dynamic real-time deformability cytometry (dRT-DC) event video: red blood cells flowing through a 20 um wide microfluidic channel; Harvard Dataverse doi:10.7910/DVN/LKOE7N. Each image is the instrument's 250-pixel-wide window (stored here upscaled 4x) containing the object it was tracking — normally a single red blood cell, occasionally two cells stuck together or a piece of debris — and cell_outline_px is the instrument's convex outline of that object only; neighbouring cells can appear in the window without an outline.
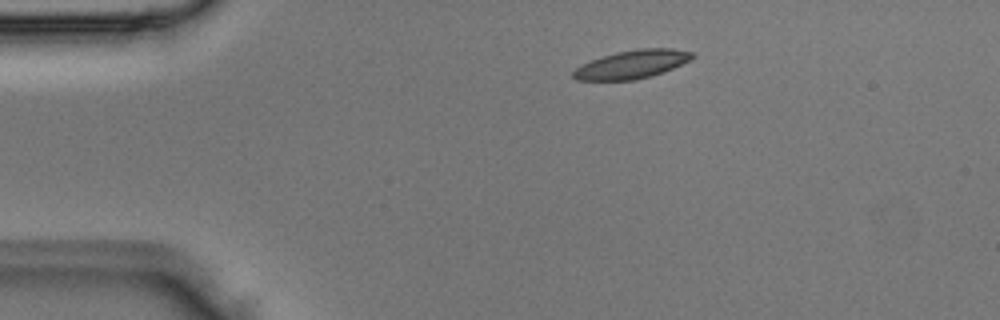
{"species": "Egyptian fruit bat (a non-hibernating species)", "species_latin": "Rousettus aegyptiacus", "temperature_condition": "room temperature", "stored_images_in_passage": 2, "camera_frame_rate_fps": 3000, "um_per_image_px": 0.085, "animal": {"sex": "male"}, "frame": {"image": 1, "passage_image": 1, "time_ms": 0.0, "image_size_px": [1000, 320], "cell_outline_px": [[696, 56], [692, 60], [672, 68], [648, 76], [632, 80], [576, 80], [572, 76], [572, 72], [580, 64], [616, 52], [640, 48], [672, 48], [692, 52]], "centroid_in_image_um": [53.72, 5.46], "position_along_channel_um": 31.3, "area_um2": 19.48}}